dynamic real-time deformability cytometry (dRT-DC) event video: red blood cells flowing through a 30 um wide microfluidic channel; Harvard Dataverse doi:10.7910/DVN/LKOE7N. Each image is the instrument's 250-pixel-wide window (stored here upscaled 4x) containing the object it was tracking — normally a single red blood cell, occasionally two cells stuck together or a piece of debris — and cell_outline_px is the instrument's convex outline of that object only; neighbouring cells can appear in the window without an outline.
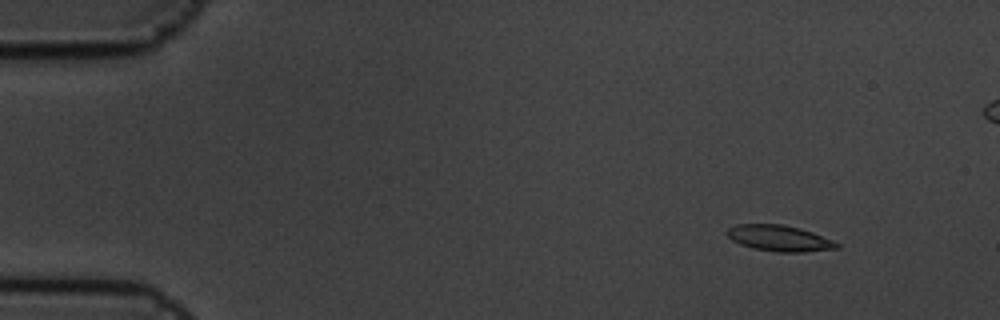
{"species": "common noctule bat (a hibernating species)", "species_latin": "Nyctalus noctula", "temperature_condition": "cold", "stored_images_in_passage": 6, "camera_frame_rate_fps": 3000, "um_per_image_px": 0.085, "animal": {"sex": "male", "body_mass_g": 19.5, "forearm_length_mm": 54.6}, "frame": {"image": 1, "passage_image": 2, "time_ms": 0.333, "image_size_px": [1000, 320], "cell_outline_px": [[840, 248], [804, 252], [776, 252], [752, 248], [740, 244], [732, 240], [724, 232], [728, 228], [736, 224], [784, 224], [800, 228], [812, 232], [832, 240], [840, 244]], "centroid_in_image_um": [66.23, 20.25], "position_along_channel_um": 18.8, "area_um2": 16.76}}